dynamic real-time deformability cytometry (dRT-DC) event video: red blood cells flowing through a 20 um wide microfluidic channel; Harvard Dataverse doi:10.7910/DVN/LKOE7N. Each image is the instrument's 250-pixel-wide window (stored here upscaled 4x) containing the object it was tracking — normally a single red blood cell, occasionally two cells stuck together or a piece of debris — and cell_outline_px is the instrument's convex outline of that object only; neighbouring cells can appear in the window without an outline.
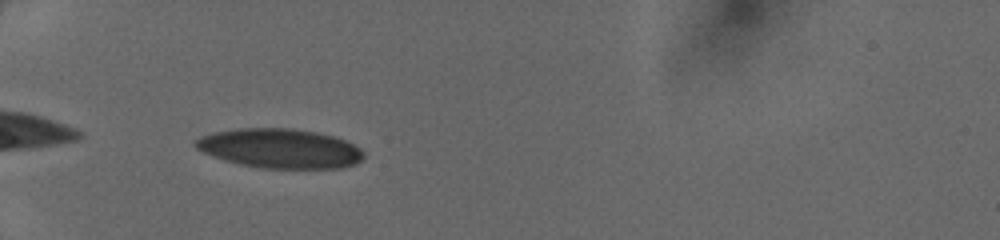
{"species": "human", "species_latin": "Homo sapiens", "temperature_condition": "cold", "stored_images_in_passage": 32, "camera_frame_rate_fps": 3000, "um_per_image_px": 0.085, "donor": {"sex": "female"}, "frame": {"image": 1, "passage_image": 1, "time_ms": 0.0, "image_size_px": [1000, 240], "cell_outline_px": [[364, 156], [356, 164], [340, 168], [260, 168], [240, 164], [224, 160], [204, 152], [196, 148], [192, 144], [192, 140], [200, 136], [212, 132], [240, 128], [292, 128], [316, 132], [336, 136], [360, 148], [364, 152]], "centroid_in_image_um": [23.77, 12.61], "position_along_channel_um": 61.2, "area_um2": 38.84}}
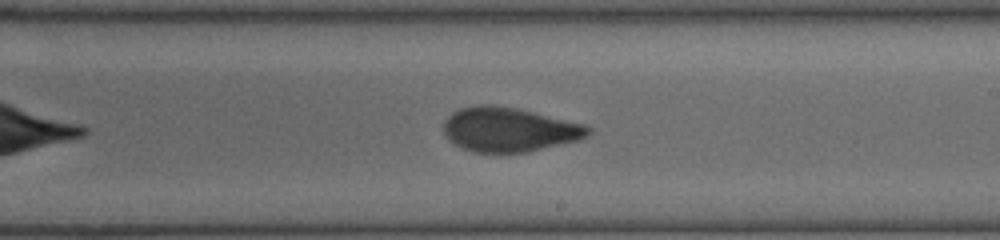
{"frame": {"image": 2, "passage_image": 15, "time_ms": 4.667, "image_size_px": [1000, 240], "cell_outline_px": [[592, 132], [588, 136], [580, 140], [528, 152], [472, 152], [456, 144], [444, 132], [444, 120], [452, 112], [460, 108], [476, 104], [492, 104], [516, 108], [584, 124], [592, 128]], "centroid_in_image_um": [43.3, 11.0], "position_along_channel_um": 245.7, "area_um2": 37.28}}
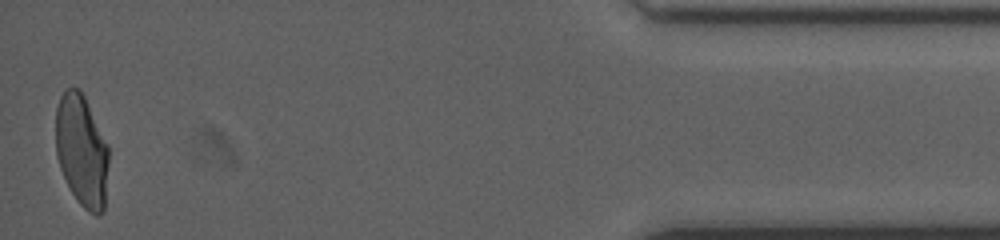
{"frame": {"image": 3, "passage_image": 32, "time_ms": 10.333, "image_size_px": [1000, 240], "cell_outline_px": [[108, 164], [104, 212], [100, 216], [96, 216], [88, 212], [80, 204], [72, 192], [60, 168], [56, 156], [56, 108], [60, 96], [68, 88], [76, 88], [84, 96], [108, 144]], "centroid_in_image_um": [6.95, 12.84], "position_along_channel_um": 428.2, "area_um2": 34.51}}